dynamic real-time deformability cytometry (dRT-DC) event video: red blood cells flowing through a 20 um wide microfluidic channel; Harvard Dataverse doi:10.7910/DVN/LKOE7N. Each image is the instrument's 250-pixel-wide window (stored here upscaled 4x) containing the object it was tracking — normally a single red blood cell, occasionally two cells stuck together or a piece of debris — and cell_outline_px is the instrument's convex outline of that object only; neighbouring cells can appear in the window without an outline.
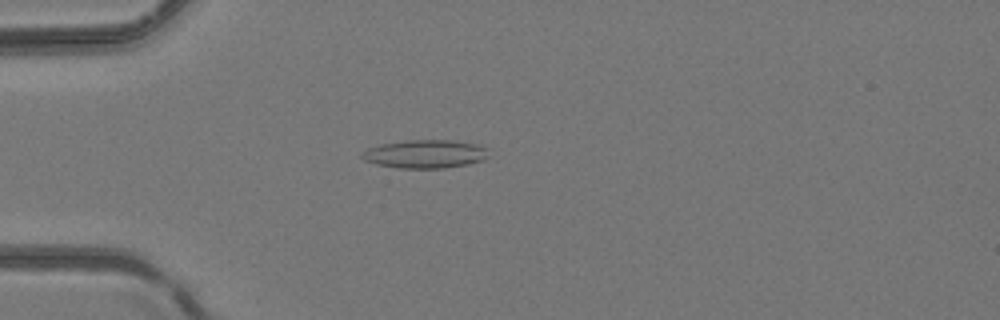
{"species": "common noctule bat (a hibernating species)", "species_latin": "Nyctalus noctula", "temperature_condition": "room temperature", "stored_images_in_passage": 47, "camera_frame_rate_fps": 3000, "um_per_image_px": 0.085, "animal": {"sex": "female", "body_mass_g": 24.6, "forearm_length_mm": 56.2}, "frame": {"image": 1, "passage_image": 14, "time_ms": 4.333, "image_size_px": [1000, 320], "cell_outline_px": [[488, 156], [480, 160], [468, 164], [444, 168], [396, 168], [376, 164], [364, 160], [360, 156], [368, 148], [380, 144], [404, 140], [456, 140], [476, 144], [488, 148]], "centroid_in_image_um": [36.13, 13.08], "position_along_channel_um": 48.9, "area_um2": 20.98}}
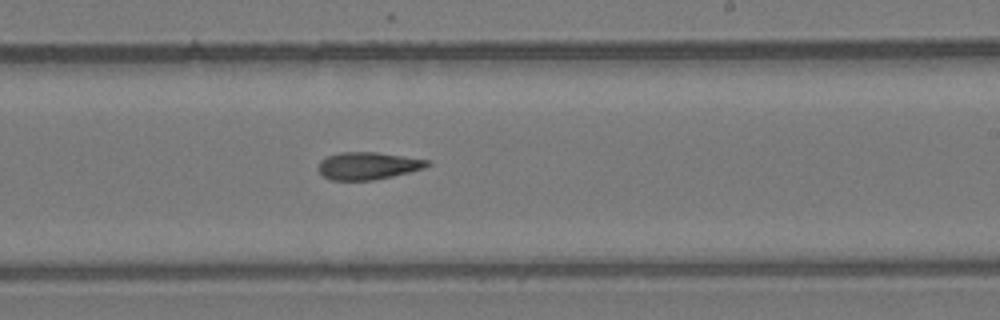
{"frame": {"image": 2, "passage_image": 29, "time_ms": 9.333, "image_size_px": [1000, 320], "cell_outline_px": [[432, 164], [424, 168], [392, 176], [372, 180], [328, 180], [320, 172], [320, 160], [328, 156], [340, 152], [376, 152], [428, 160]], "centroid_in_image_um": [31.27, 14.09], "position_along_channel_um": 257.7, "area_um2": 17.17}}
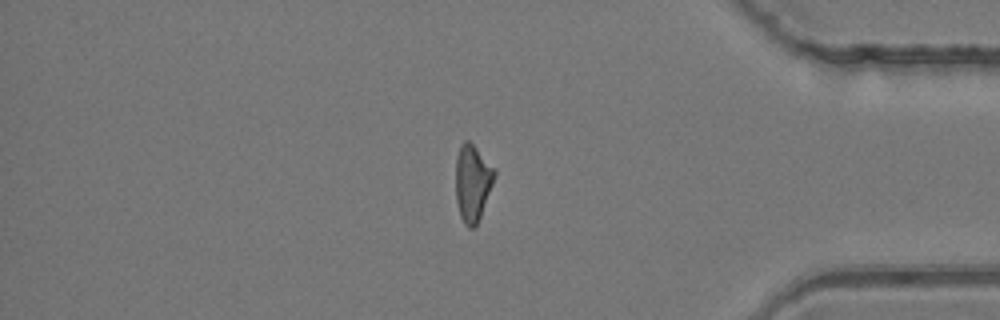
{"frame": {"image": 3, "passage_image": 40, "time_ms": 13.0, "image_size_px": [1000, 320], "cell_outline_px": [[496, 176], [480, 216], [476, 224], [472, 228], [468, 228], [464, 224], [460, 216], [456, 200], [456, 156], [460, 144], [464, 140], [468, 140], [496, 168]], "centroid_in_image_um": [40.16, 15.51], "position_along_channel_um": 395.0, "area_um2": 17.4}}